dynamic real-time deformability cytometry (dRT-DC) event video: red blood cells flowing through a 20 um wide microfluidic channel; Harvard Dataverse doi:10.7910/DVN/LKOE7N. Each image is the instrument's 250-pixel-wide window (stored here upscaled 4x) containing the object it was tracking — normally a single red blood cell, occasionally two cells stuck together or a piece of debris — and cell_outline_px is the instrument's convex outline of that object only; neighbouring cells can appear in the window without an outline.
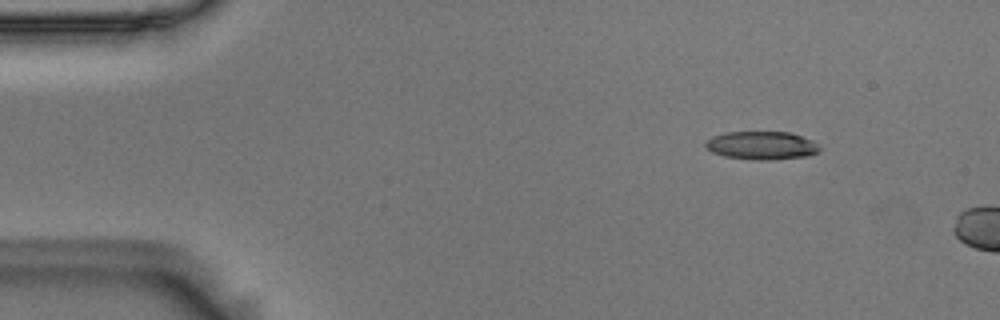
{"species": "Egyptian fruit bat (a non-hibernating species)", "species_latin": "Rousettus aegyptiacus", "temperature_condition": "room temperature", "stored_images_in_passage": 4, "camera_frame_rate_fps": 3000, "um_per_image_px": 0.085, "animal": {"sex": "male"}, "frame": {"image": 1, "passage_image": 2, "time_ms": 0.333, "image_size_px": [1000, 320], "cell_outline_px": [[820, 152], [808, 156], [768, 160], [752, 160], [724, 156], [712, 152], [704, 144], [712, 136], [724, 132], [792, 132], [812, 140], [820, 144]], "centroid_in_image_um": [64.78, 12.36], "position_along_channel_um": 20.2, "area_um2": 18.96}}